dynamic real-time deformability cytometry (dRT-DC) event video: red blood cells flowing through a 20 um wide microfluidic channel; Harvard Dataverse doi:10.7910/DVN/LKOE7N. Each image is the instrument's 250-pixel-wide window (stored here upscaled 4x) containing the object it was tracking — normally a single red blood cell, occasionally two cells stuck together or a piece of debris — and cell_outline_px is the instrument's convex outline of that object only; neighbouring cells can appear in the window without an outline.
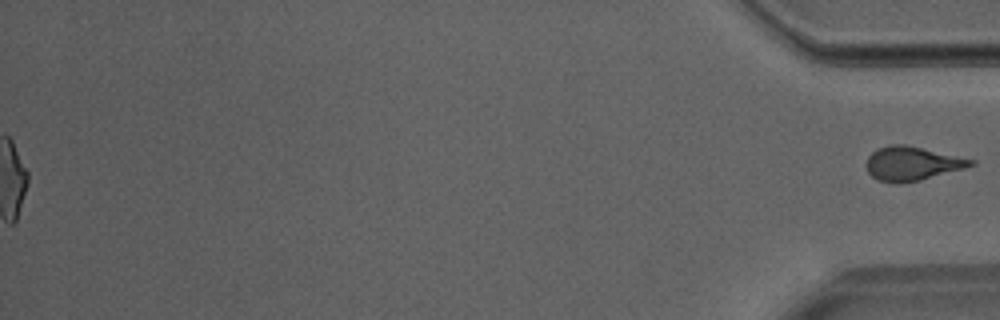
{"species": "Egyptian fruit bat (a non-hibernating species)", "species_latin": "Rousettus aegyptiacus", "temperature_condition": "room temperature", "stored_images_in_passage": 42, "segment_of_instrument_passage": [2, 2], "camera_frame_rate_fps": 3000, "um_per_image_px": 0.085, "animal": {"sex": "male"}, "frame": {"image": 1, "passage_image": 42, "time_ms": 13.667, "image_size_px": [1000, 320], "cell_outline_px": [[976, 164], [964, 168], [920, 180], [896, 184], [876, 180], [868, 172], [864, 164], [868, 156], [876, 148], [892, 144], [904, 144], [976, 160]], "centroid_in_image_um": [77.47, 13.9], "position_along_channel_um": 357.7, "area_um2": 20.75}}